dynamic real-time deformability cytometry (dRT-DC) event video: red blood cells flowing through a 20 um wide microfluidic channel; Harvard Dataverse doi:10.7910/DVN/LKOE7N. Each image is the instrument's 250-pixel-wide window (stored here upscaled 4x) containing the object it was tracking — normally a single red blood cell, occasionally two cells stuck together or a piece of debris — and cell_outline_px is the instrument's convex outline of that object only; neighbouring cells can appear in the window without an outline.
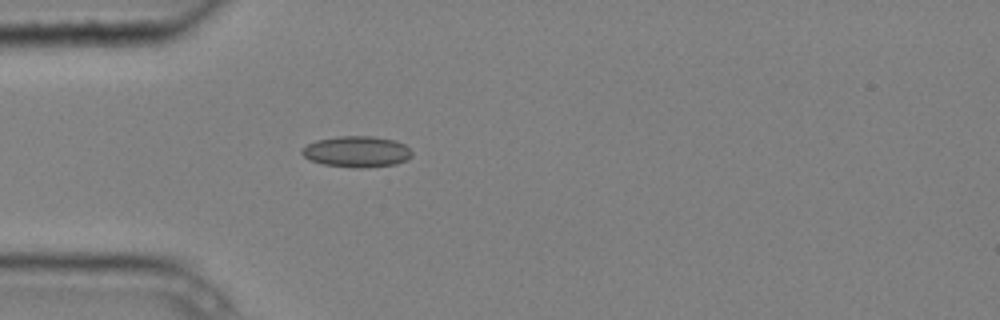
{"species": "common noctule bat (a hibernating species)", "species_latin": "Nyctalus noctula", "temperature_condition": "cold", "stored_images_in_passage": 4, "camera_frame_rate_fps": 3000, "um_per_image_px": 0.085, "animal": {"sex": "male", "body_mass_g": 20.4}, "frame": {"image": 1, "passage_image": 4, "time_ms": 1.0, "image_size_px": [1000, 320], "cell_outline_px": [[412, 156], [408, 160], [396, 164], [360, 168], [324, 164], [312, 160], [304, 156], [300, 152], [308, 144], [316, 140], [336, 136], [372, 136], [396, 140], [404, 144], [412, 152]], "centroid_in_image_um": [30.36, 12.88], "position_along_channel_um": 54.6, "area_um2": 19.83}}